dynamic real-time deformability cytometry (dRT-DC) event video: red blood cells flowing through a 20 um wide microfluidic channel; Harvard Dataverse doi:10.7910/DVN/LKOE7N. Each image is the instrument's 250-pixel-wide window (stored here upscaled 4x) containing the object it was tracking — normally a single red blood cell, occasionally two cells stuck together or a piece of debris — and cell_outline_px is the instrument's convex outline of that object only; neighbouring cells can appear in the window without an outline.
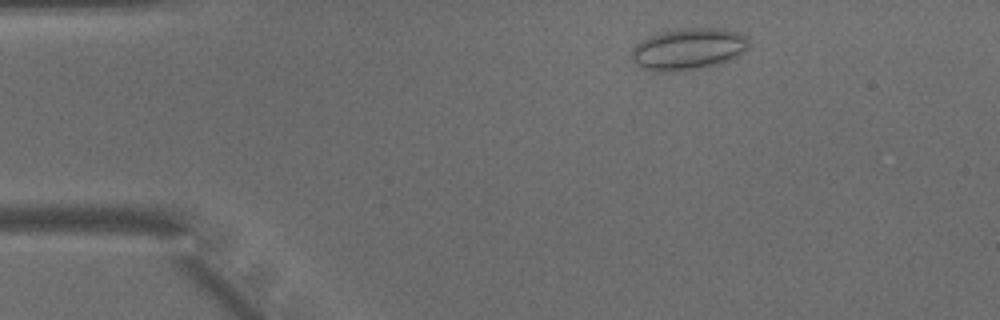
{"species": "common noctule bat (a hibernating species)", "species_latin": "Nyctalus noctula", "temperature_condition": "warm", "stored_images_in_passage": 44, "camera_frame_rate_fps": 3000, "um_per_image_px": 0.085, "animal": {"sex": "male", "body_mass_g": 15.6}, "frame": {"image": 1, "passage_image": 5, "time_ms": 1.333, "image_size_px": [1000, 320], "cell_outline_px": [[748, 48], [736, 56], [720, 64], [700, 68], [672, 72], [668, 72], [644, 68], [636, 64], [632, 60], [632, 48], [640, 40], [656, 32], [688, 28], [716, 28], [736, 32], [744, 36], [748, 40]], "centroid_in_image_um": [58.47, 4.16], "position_along_channel_um": 26.5, "area_um2": 28.26}}
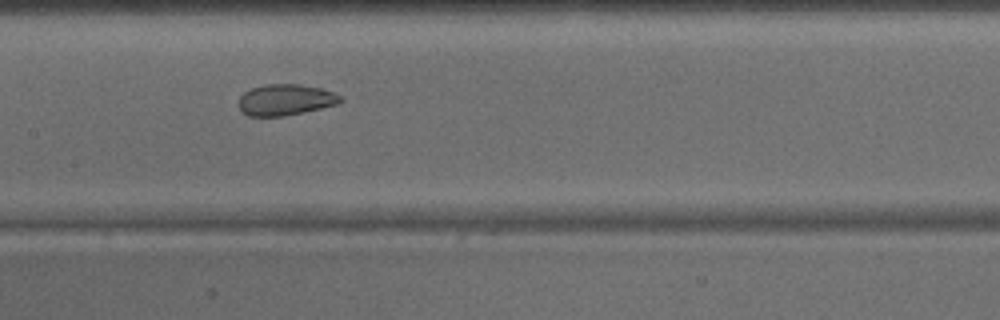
{"frame": {"image": 2, "passage_image": 20, "time_ms": 6.333, "image_size_px": [1000, 320], "cell_outline_px": [[344, 100], [336, 104], [320, 108], [284, 116], [248, 116], [240, 108], [240, 96], [244, 92], [252, 88], [264, 84], [300, 84], [320, 88], [332, 92], [340, 96]], "centroid_in_image_um": [24.26, 8.47], "position_along_channel_um": 183.1, "area_um2": 18.21}}
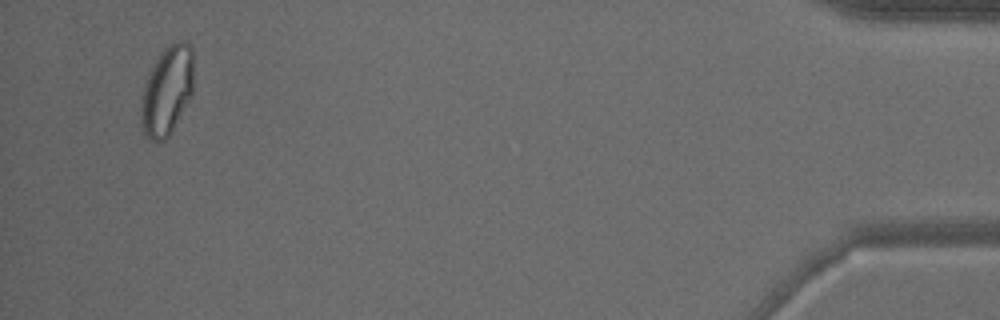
{"frame": {"image": 3, "passage_image": 42, "time_ms": 13.667, "image_size_px": [1000, 320], "cell_outline_px": [[192, 96], [172, 132], [164, 140], [156, 144], [148, 140], [144, 132], [140, 120], [140, 104], [148, 72], [160, 52], [172, 40], [184, 40], [192, 48]], "centroid_in_image_um": [14.18, 7.72], "position_along_channel_um": 421.0, "area_um2": 27.86}}